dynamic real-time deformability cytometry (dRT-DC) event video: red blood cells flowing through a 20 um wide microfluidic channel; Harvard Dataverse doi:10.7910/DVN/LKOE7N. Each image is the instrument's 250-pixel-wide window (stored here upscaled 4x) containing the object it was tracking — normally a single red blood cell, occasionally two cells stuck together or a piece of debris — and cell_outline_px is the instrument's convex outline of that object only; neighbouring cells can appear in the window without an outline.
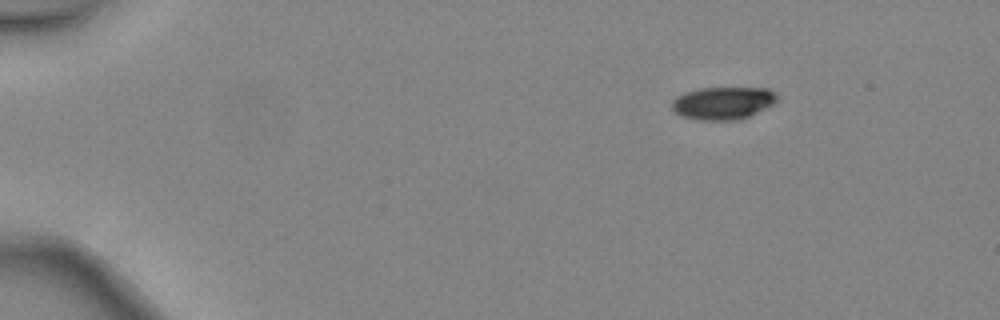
{"species": "common noctule bat (a hibernating species)", "species_latin": "Nyctalus noctula", "temperature_condition": "warm", "stored_images_in_passage": 3, "camera_frame_rate_fps": 3000, "um_per_image_px": 0.085, "animal": {"sex": "female", "body_mass_g": 24.6, "forearm_length_mm": 56.2}, "frame": {"image": 1, "passage_image": 1, "time_ms": 0.0, "image_size_px": [1000, 320], "cell_outline_px": [[780, 100], [740, 120], [700, 120], [680, 116], [672, 108], [672, 100], [676, 96], [684, 92], [700, 88], [768, 88], [776, 92], [780, 96]], "centroid_in_image_um": [61.47, 8.75], "position_along_channel_um": 23.5, "area_um2": 20.17}}